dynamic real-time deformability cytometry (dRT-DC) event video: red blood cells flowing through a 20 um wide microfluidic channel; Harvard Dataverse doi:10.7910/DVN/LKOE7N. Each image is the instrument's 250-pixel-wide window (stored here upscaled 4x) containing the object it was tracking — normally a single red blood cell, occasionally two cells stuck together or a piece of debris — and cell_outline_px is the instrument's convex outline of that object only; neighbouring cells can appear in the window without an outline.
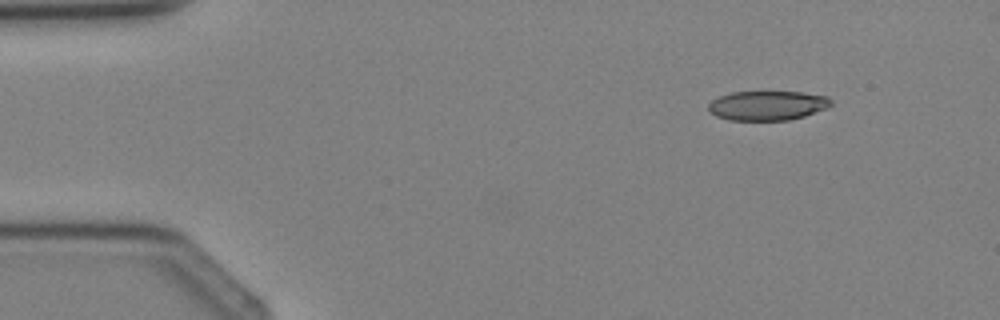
{"species": "Egyptian fruit bat (a non-hibernating species)", "species_latin": "Rousettus aegyptiacus", "temperature_condition": "cold", "stored_images_in_passage": 2, "camera_frame_rate_fps": 3000, "um_per_image_px": 0.085, "animal": {"sex": "female"}, "frame": {"image": 1, "passage_image": 1, "time_ms": 0.0, "image_size_px": [1000, 320], "cell_outline_px": [[832, 104], [828, 108], [804, 116], [788, 120], [728, 120], [716, 116], [708, 108], [708, 104], [712, 100], [720, 96], [732, 92], [800, 92], [828, 96], [832, 100]], "centroid_in_image_um": [65.26, 8.97], "position_along_channel_um": 19.7, "area_um2": 21.04}}
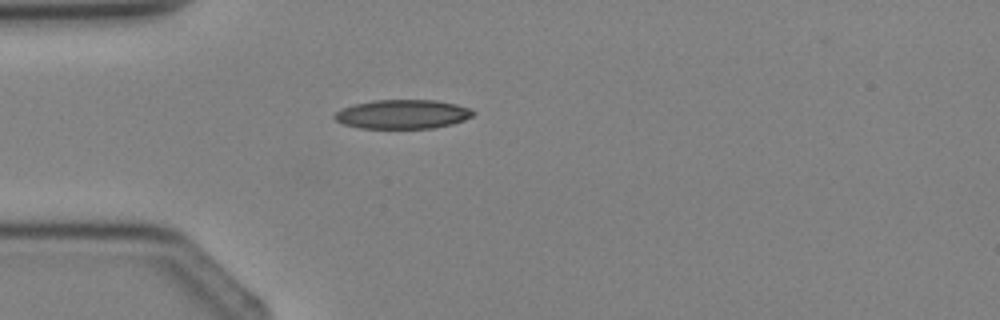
{"frame": {"image": 2, "passage_image": 2, "time_ms": 2.0, "image_size_px": [1000, 320], "cell_outline_px": [[476, 112], [472, 116], [464, 120], [452, 124], [432, 128], [360, 128], [344, 124], [336, 120], [332, 116], [336, 112], [344, 108], [356, 104], [376, 100], [436, 100], [456, 104], [472, 108]], "centroid_in_image_um": [34.27, 9.71], "position_along_channel_um": 50.7, "area_um2": 23.41}}